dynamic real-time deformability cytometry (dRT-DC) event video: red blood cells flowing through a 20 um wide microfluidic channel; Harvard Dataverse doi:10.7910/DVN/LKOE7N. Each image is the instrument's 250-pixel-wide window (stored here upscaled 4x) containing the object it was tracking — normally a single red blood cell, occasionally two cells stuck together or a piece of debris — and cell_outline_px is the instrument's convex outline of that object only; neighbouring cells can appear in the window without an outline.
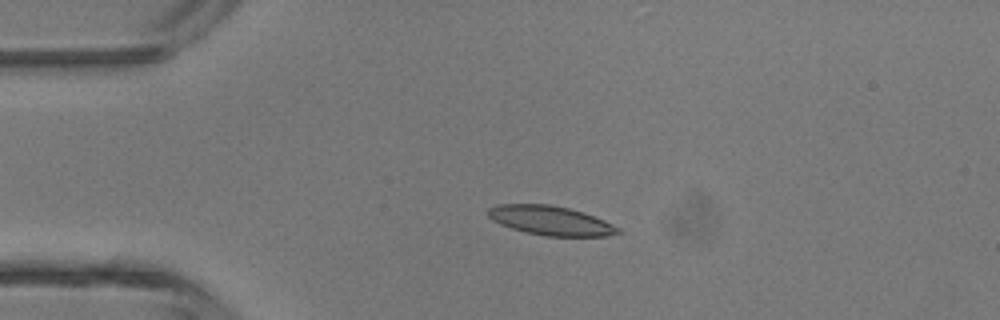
{"species": "common noctule bat (a hibernating species)", "species_latin": "Nyctalus noctula", "temperature_condition": "room temperature", "stored_images_in_passage": 5, "camera_frame_rate_fps": 3000, "um_per_image_px": 0.085, "animal": {"sex": "male", "body_mass_g": 13.3}, "frame": {"image": 1, "passage_image": 4, "time_ms": 3.333, "image_size_px": [1000, 320], "cell_outline_px": [[620, 232], [608, 236], [544, 236], [524, 232], [500, 224], [492, 220], [488, 216], [488, 208], [496, 204], [548, 204], [568, 208], [604, 220], [620, 228]], "centroid_in_image_um": [46.76, 18.75], "position_along_channel_um": 38.2, "area_um2": 22.02}}